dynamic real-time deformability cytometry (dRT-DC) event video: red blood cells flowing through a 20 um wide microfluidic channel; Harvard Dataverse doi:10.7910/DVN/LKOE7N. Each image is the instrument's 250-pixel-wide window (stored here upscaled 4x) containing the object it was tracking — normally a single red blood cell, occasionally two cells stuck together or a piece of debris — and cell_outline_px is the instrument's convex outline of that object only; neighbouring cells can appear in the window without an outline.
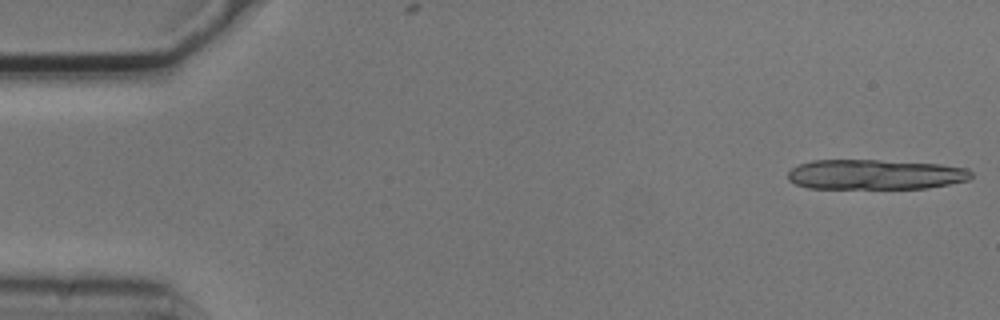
{"species": "common noctule bat (a hibernating species)", "species_latin": "Nyctalus noctula", "temperature_condition": "cold", "stored_images_in_passage": 4, "camera_frame_rate_fps": 3000, "um_per_image_px": 0.085, "animal": {"sex": "male", "body_mass_g": 20.5, "forearm_length_mm": 52.5}, "frame": {"image": 1, "passage_image": 1, "time_ms": 0.0, "image_size_px": [1000, 320], "cell_outline_px": [[972, 176], [968, 180], [928, 188], [808, 188], [796, 184], [788, 180], [788, 172], [792, 168], [800, 164], [812, 160], [876, 160], [940, 164], [968, 168], [972, 172]], "centroid_in_image_um": [74.39, 14.83], "position_along_channel_um": 10.6, "area_um2": 32.02}}